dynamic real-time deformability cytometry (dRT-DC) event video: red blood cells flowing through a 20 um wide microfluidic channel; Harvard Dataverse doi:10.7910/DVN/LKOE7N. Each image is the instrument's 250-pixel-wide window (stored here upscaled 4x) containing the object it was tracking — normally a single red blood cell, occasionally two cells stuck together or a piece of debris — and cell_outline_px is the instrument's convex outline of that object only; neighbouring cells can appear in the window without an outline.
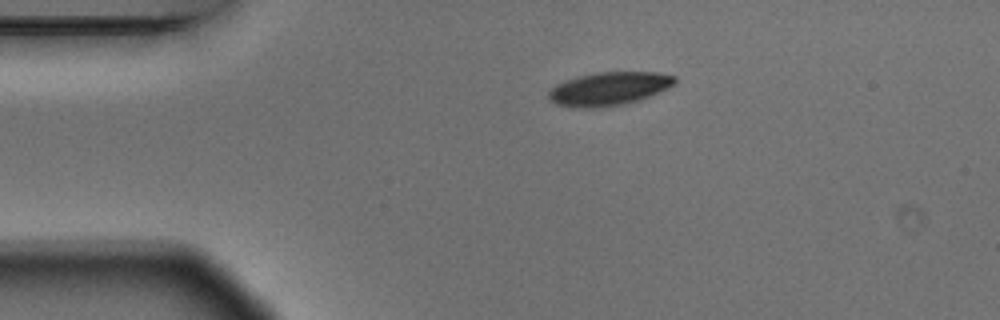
{"species": "Egyptian fruit bat (a non-hibernating species)", "species_latin": "Rousettus aegyptiacus", "temperature_condition": "warm", "stored_images_in_passage": 4, "camera_frame_rate_fps": 3000, "um_per_image_px": 0.085, "animal": {"sex": "male"}, "frame": {"image": 1, "passage_image": 1, "time_ms": 0.0, "image_size_px": [1000, 320], "cell_outline_px": [[676, 84], [660, 92], [628, 104], [604, 108], [572, 108], [556, 104], [548, 100], [548, 92], [556, 84], [580, 76], [596, 72], [656, 72], [676, 76]], "centroid_in_image_um": [51.77, 7.56], "position_along_channel_um": 33.2, "area_um2": 24.91}}
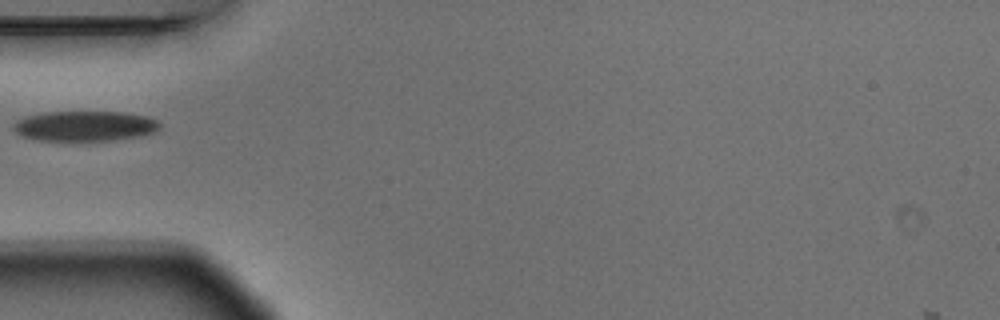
{"frame": {"image": 2, "passage_image": 3, "time_ms": 0.667, "image_size_px": [1000, 320], "cell_outline_px": [[160, 128], [152, 132], [140, 136], [108, 140], [36, 140], [20, 136], [12, 128], [12, 124], [16, 120], [24, 116], [44, 112], [124, 112], [148, 116], [156, 120], [160, 124]], "centroid_in_image_um": [7.15, 10.7], "position_along_channel_um": 77.8, "area_um2": 25.78}}
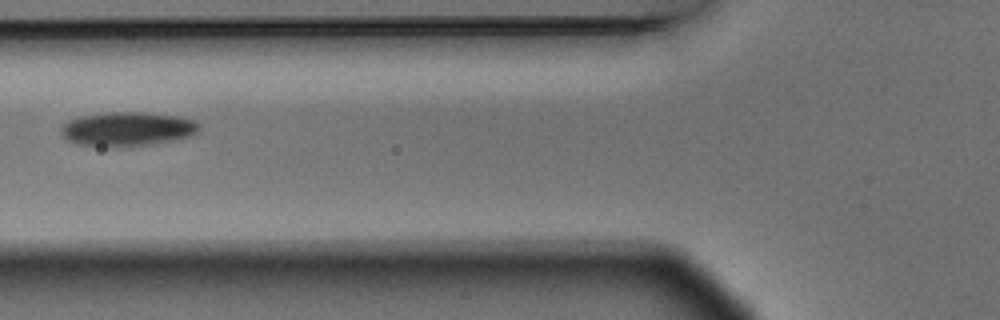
{"frame": {"image": 3, "passage_image": 4, "time_ms": 1.0, "image_size_px": [1000, 320], "cell_outline_px": [[200, 128], [196, 132], [188, 136], [172, 140], [148, 144], [76, 144], [68, 140], [60, 132], [60, 128], [68, 120], [80, 116], [104, 112], [144, 112], [176, 116], [192, 120], [200, 124]], "centroid_in_image_um": [10.81, 10.91], "position_along_channel_um": 115.0, "area_um2": 26.47}}